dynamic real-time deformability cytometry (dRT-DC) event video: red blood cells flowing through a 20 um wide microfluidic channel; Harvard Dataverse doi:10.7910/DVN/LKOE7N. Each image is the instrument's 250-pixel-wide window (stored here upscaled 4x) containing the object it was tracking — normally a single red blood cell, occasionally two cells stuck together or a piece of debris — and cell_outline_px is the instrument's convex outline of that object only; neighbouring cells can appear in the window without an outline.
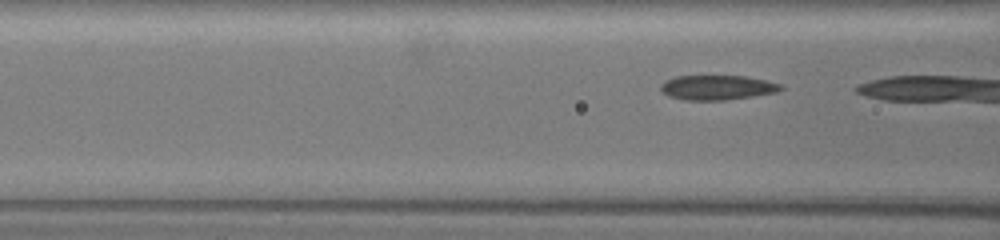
{"species": "common noctule bat (a hibernating species)", "species_latin": "Nyctalus noctula", "temperature_condition": "warm", "stored_images_in_passage": 25, "camera_frame_rate_fps": 3000, "um_per_image_px": 0.085, "animal": {"sex": "female", "body_mass_g": 19.5, "forearm_length_mm": 54.1}, "frame": {"image": 1, "passage_image": 24, "time_ms": 7.667, "image_size_px": [1000, 240], "cell_outline_px": [[784, 88], [776, 92], [724, 100], [688, 100], [668, 96], [660, 88], [660, 84], [664, 80], [676, 76], [744, 76], [764, 80], [780, 84]], "centroid_in_image_um": [60.92, 7.43], "position_along_channel_um": 105.7, "area_um2": 17.05}}